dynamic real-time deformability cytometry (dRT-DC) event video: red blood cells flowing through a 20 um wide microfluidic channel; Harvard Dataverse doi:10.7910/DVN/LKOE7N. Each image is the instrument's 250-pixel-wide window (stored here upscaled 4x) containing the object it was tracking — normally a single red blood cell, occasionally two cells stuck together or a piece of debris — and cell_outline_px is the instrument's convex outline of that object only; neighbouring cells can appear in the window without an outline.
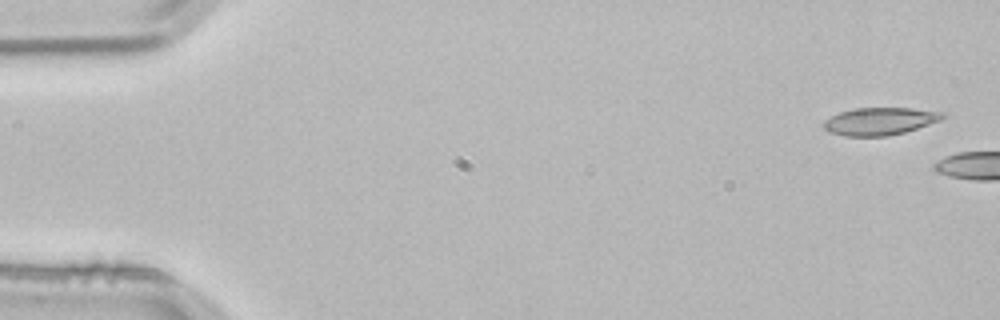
{"species": "common noctule bat (a hibernating species)", "species_latin": "Nyctalus noctula", "temperature_condition": "room temperature", "stored_images_in_passage": 3, "segment_of_instrument_passage": [2, 2], "camera_frame_rate_fps": 3000, "um_per_image_px": 0.085, "animal": {"sex": "male", "body_mass_g": 21.5, "forearm_length_mm": 52.0}, "frame": {"image": 1, "passage_image": 3, "time_ms": 0.667, "image_size_px": [1000, 320], "cell_outline_px": [[944, 116], [940, 120], [904, 132], [888, 136], [848, 136], [832, 132], [824, 128], [824, 120], [840, 112], [856, 108], [912, 108], [944, 112]], "centroid_in_image_um": [74.8, 10.3], "position_along_channel_um": 10.2, "area_um2": 18.73}}